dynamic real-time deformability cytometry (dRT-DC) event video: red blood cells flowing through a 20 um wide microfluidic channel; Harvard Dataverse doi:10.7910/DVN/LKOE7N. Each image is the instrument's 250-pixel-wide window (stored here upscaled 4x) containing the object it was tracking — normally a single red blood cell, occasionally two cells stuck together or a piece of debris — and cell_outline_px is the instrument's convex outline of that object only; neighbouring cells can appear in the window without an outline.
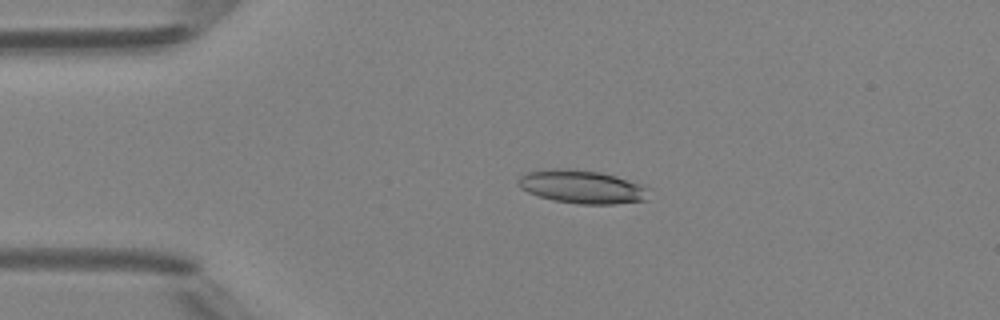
{"species": "Egyptian fruit bat (a non-hibernating species)", "species_latin": "Rousettus aegyptiacus", "temperature_condition": "room temperature", "stored_images_in_passage": 3, "camera_frame_rate_fps": 3000, "um_per_image_px": 0.085, "animal": {"sex": "female"}, "frame": {"image": 1, "passage_image": 2, "time_ms": 1.0, "image_size_px": [1000, 320], "cell_outline_px": [[652, 188], [648, 200], [616, 204], [580, 204], [552, 200], [528, 192], [520, 188], [516, 184], [520, 176], [528, 172], [552, 168], [568, 168], [600, 172], [616, 176]], "centroid_in_image_um": [49.51, 15.88], "position_along_channel_um": 35.5, "area_um2": 25.66}}